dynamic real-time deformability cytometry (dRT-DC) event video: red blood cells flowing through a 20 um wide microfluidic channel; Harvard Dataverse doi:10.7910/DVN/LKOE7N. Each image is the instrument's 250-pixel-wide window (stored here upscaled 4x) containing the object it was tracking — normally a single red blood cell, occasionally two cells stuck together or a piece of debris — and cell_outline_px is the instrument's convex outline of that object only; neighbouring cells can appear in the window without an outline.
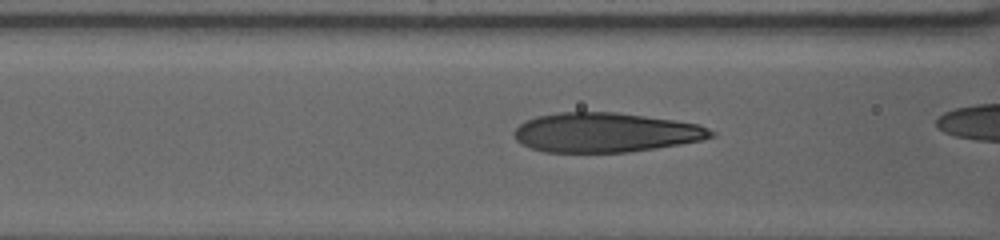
{"species": "human", "species_latin": "Homo sapiens", "temperature_condition": "warm", "stored_images_in_passage": 57, "camera_frame_rate_fps": 3000, "um_per_image_px": 0.085, "donor": {"sex": "female"}, "frame": {"image": 1, "passage_image": 19, "time_ms": 7.333, "image_size_px": [1000, 240], "cell_outline_px": [[716, 136], [700, 140], [680, 144], [628, 152], [544, 152], [528, 148], [520, 144], [516, 140], [516, 128], [524, 120], [536, 116], [560, 112], [616, 112], [672, 120], [696, 124], [708, 128], [716, 132]], "centroid_in_image_um": [51.43, 11.26], "position_along_channel_um": 115.2, "area_um2": 45.2}}
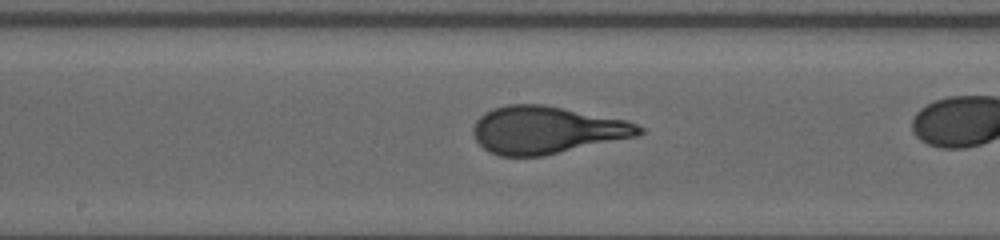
{"frame": {"image": 2, "passage_image": 31, "time_ms": 10.667, "image_size_px": [1000, 240], "cell_outline_px": [[644, 132], [636, 136], [544, 156], [500, 156], [488, 152], [476, 140], [472, 132], [472, 128], [476, 120], [484, 112], [492, 108], [508, 104], [544, 104], [628, 120], [644, 128]], "centroid_in_image_um": [46.44, 11.04], "position_along_channel_um": 201.8, "area_um2": 46.07}}
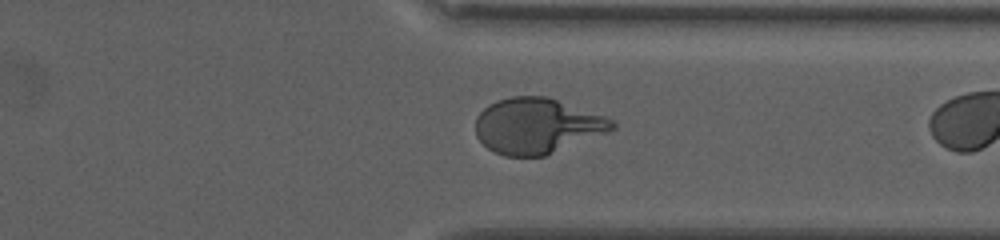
{"frame": {"image": 3, "passage_image": 55, "time_ms": 17.0, "image_size_px": [1000, 240], "cell_outline_px": [[616, 128], [608, 132], [544, 156], [504, 156], [488, 148], [476, 136], [476, 116], [488, 104], [496, 100], [512, 96], [544, 96], [604, 116], [612, 120], [616, 124]], "centroid_in_image_um": [45.62, 10.7], "position_along_channel_um": 365.8, "area_um2": 43.81}}